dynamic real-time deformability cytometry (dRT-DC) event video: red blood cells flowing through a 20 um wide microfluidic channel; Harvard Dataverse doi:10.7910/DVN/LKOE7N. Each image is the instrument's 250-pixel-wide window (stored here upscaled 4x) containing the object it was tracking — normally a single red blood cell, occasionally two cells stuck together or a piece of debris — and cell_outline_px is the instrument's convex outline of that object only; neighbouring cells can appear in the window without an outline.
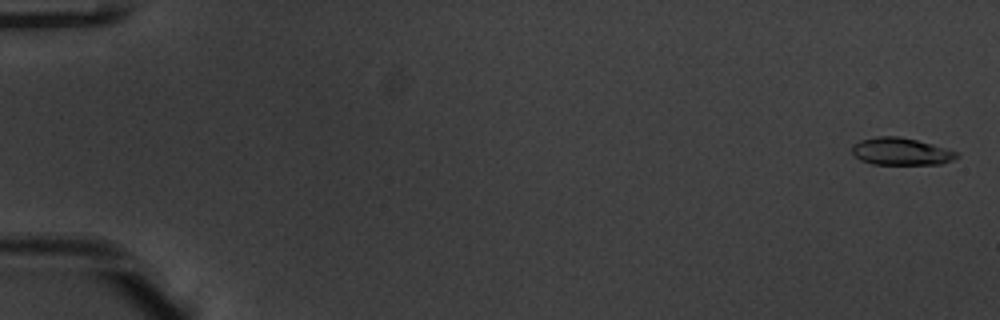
{"species": "common noctule bat (a hibernating species)", "species_latin": "Nyctalus noctula", "temperature_condition": "warm", "stored_images_in_passage": 55, "camera_frame_rate_fps": 3000, "um_per_image_px": 0.085, "animal": {"sex": "male", "body_mass_g": 20.1, "forearm_length_mm": 53.5}, "frame": {"image": 1, "passage_image": 2, "time_ms": 0.333, "image_size_px": [1000, 320], "cell_outline_px": [[960, 156], [952, 160], [940, 164], [872, 164], [860, 160], [852, 152], [852, 144], [860, 140], [876, 136], [900, 136], [932, 144], [960, 152]], "centroid_in_image_um": [76.59, 12.87], "position_along_channel_um": 8.4, "area_um2": 16.76}}
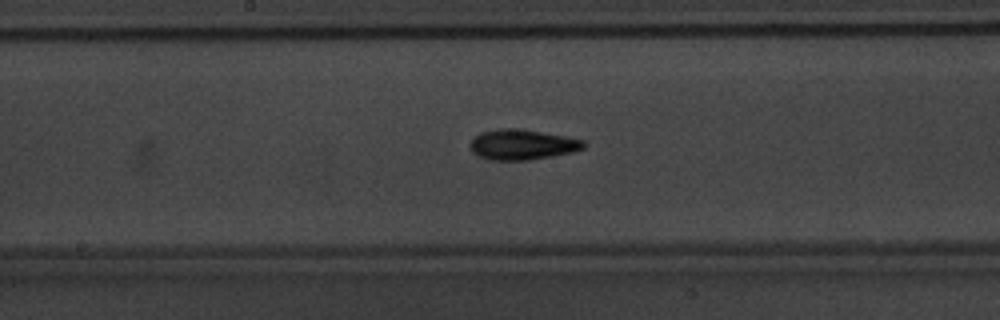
{"frame": {"image": 2, "passage_image": 30, "time_ms": 9.667, "image_size_px": [1000, 320], "cell_outline_px": [[584, 148], [572, 152], [552, 156], [528, 160], [488, 160], [472, 152], [468, 144], [480, 132], [500, 128], [516, 128], [564, 136], [584, 140]], "centroid_in_image_um": [44.35, 12.29], "position_along_channel_um": 203.9, "area_um2": 19.94}}
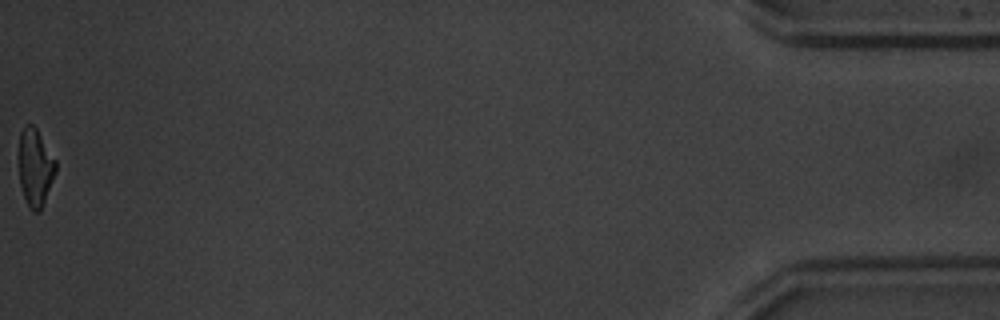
{"frame": {"image": 3, "passage_image": 55, "time_ms": 18.0, "image_size_px": [1000, 320], "cell_outline_px": [[56, 172], [40, 212], [32, 212], [24, 196], [20, 184], [20, 132], [28, 124], [32, 124], [36, 128], [56, 160]], "centroid_in_image_um": [3.02, 14.25], "position_along_channel_um": 432.2, "area_um2": 16.3}, "authors_computed_cell_mechanics": {"area_um2": 17.7446, "velocity_mm_per_s": 3.8337, "shape_relaxation_time_tau1_ms": 3.2167, "shape_relaxation_time_tau2_ms": 3.0188, "deformation_change_tau1": 0.1503, "deformation_change_tau2": 0.108}}